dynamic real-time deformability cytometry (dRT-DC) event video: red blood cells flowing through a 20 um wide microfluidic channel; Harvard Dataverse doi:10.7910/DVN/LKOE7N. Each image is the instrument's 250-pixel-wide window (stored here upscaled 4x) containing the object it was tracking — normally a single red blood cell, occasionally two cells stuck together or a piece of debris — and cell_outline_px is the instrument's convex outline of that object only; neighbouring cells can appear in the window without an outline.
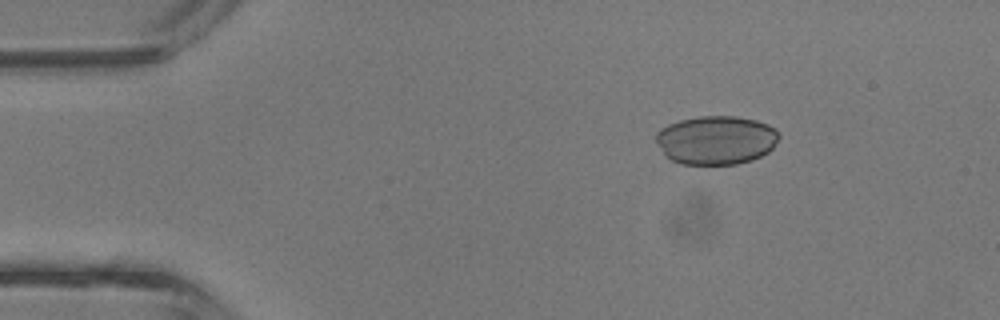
{"species": "common noctule bat (a hibernating species)", "species_latin": "Nyctalus noctula", "temperature_condition": "room temperature", "stored_images_in_passage": 4, "camera_frame_rate_fps": 3000, "um_per_image_px": 0.085, "animal": {"sex": "male", "body_mass_g": 13.3}, "frame": {"image": 1, "passage_image": 2, "time_ms": 0.333, "image_size_px": [1000, 320], "cell_outline_px": [[780, 136], [772, 148], [768, 152], [752, 160], [736, 164], [680, 164], [664, 156], [656, 144], [656, 132], [660, 128], [668, 124], [680, 120], [700, 116], [736, 116], [756, 120], [768, 124], [776, 128]], "centroid_in_image_um": [60.85, 11.9], "position_along_channel_um": 24.2, "area_um2": 35.26}}